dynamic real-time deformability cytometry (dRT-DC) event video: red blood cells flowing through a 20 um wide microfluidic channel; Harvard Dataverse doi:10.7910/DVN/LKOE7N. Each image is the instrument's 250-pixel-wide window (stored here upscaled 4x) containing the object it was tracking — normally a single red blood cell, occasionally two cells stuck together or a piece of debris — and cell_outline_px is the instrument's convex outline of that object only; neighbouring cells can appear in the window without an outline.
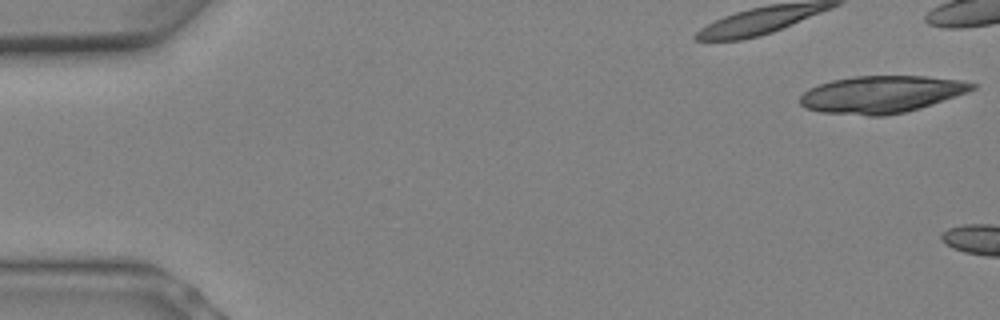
{"species": "Egyptian fruit bat (a non-hibernating species)", "species_latin": "Rousettus aegyptiacus", "temperature_condition": "warm", "stored_images_in_passage": 5, "camera_frame_rate_fps": 3000, "um_per_image_px": 0.085, "animal": {"sex": "female"}, "frame": {"image": 1, "passage_image": 1, "time_ms": 0.0, "image_size_px": [1000, 320], "cell_outline_px": [[976, 88], [968, 92], [920, 108], [904, 112], [884, 116], [868, 116], [820, 112], [804, 108], [800, 104], [800, 96], [808, 88], [832, 80], [852, 76], [928, 76], [960, 80], [976, 84]], "centroid_in_image_um": [74.89, 8.02], "position_along_channel_um": 10.1, "area_um2": 37.4}}